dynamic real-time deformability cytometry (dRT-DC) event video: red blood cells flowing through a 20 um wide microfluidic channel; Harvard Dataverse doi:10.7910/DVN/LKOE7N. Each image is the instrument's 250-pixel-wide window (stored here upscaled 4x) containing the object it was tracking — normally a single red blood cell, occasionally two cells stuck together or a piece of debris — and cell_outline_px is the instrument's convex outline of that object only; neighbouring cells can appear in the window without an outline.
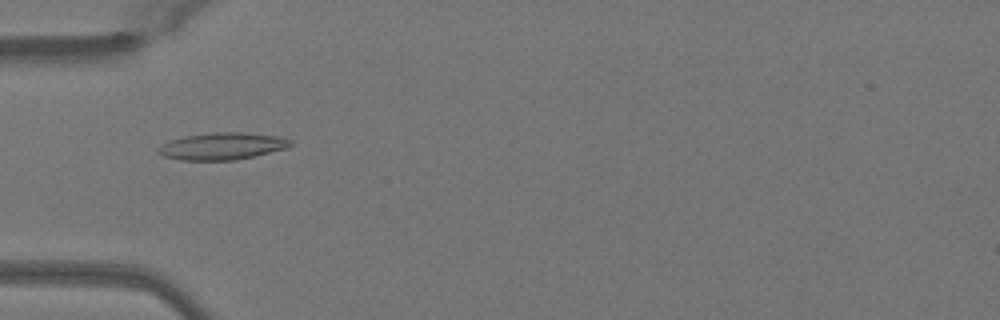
{"species": "Egyptian fruit bat (a non-hibernating species)", "species_latin": "Rousettus aegyptiacus", "temperature_condition": "warm", "stored_images_in_passage": 49, "camera_frame_rate_fps": 3000, "um_per_image_px": 0.085, "animal": {"sex": "female"}, "frame": {"image": 1, "passage_image": 16, "time_ms": 5.0, "image_size_px": [1000, 320], "cell_outline_px": [[292, 144], [288, 148], [256, 156], [236, 160], [180, 160], [164, 156], [156, 148], [172, 140], [184, 136], [216, 132], [244, 132], [280, 136], [292, 140]], "centroid_in_image_um": [18.96, 12.42], "position_along_channel_um": 66.0, "area_um2": 20.87}}
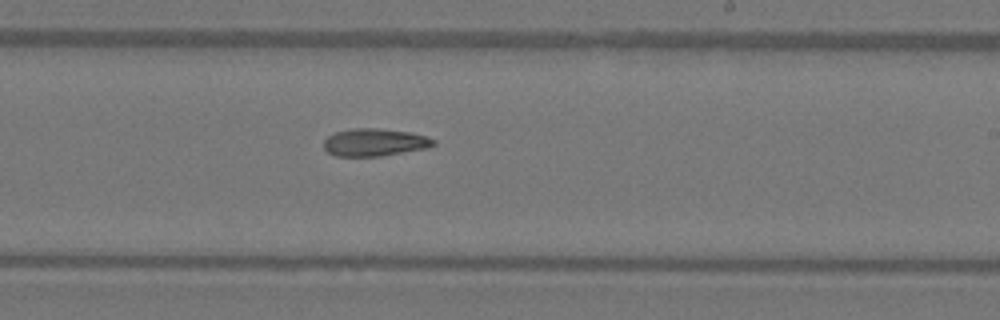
{"frame": {"image": 2, "passage_image": 30, "time_ms": 9.667, "image_size_px": [1000, 320], "cell_outline_px": [[436, 144], [428, 148], [380, 156], [336, 156], [328, 152], [324, 148], [324, 140], [328, 136], [336, 132], [352, 128], [376, 128], [412, 132], [428, 136], [436, 140]], "centroid_in_image_um": [31.88, 12.09], "position_along_channel_um": 257.1, "area_um2": 17.74}}
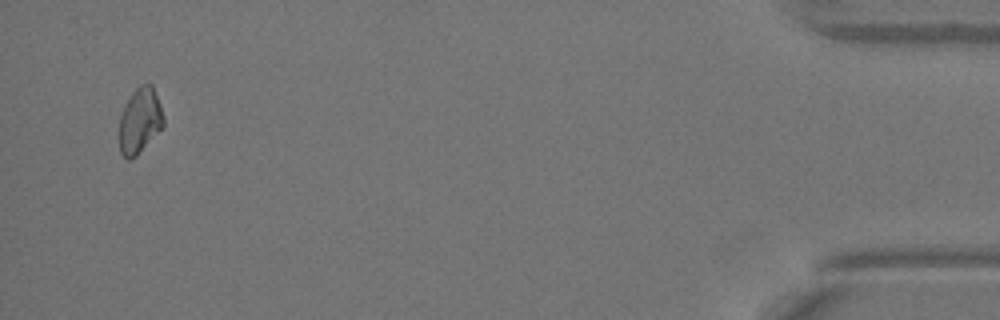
{"frame": {"image": 3, "passage_image": 48, "time_ms": 15.667, "image_size_px": [1000, 320], "cell_outline_px": [[164, 128], [136, 156], [128, 160], [120, 152], [120, 116], [124, 104], [132, 92], [140, 84], [152, 84], [160, 104], [164, 116]], "centroid_in_image_um": [11.91, 10.25], "position_along_channel_um": 423.3, "area_um2": 17.05}}